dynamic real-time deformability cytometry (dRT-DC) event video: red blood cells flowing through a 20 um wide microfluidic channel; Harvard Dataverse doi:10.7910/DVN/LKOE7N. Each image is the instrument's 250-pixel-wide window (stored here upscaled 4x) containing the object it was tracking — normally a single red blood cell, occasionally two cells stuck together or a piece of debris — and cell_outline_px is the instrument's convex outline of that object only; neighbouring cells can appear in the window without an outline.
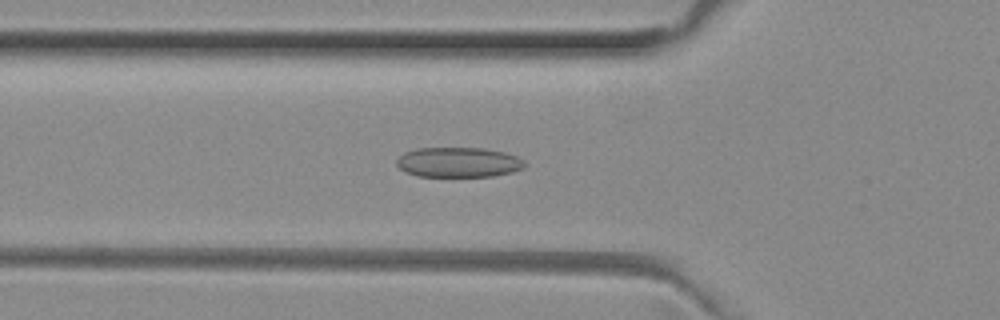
{"species": "common noctule bat (a hibernating species)", "species_latin": "Nyctalus noctula", "temperature_condition": "room temperature", "stored_images_in_passage": 53, "camera_frame_rate_fps": 3000, "um_per_image_px": 0.085, "animal": {"sex": "female", "body_mass_g": 29.2, "forearm_length_mm": 56.3}, "frame": {"image": 1, "passage_image": 18, "time_ms": 5.667, "image_size_px": [1000, 320], "cell_outline_px": [[524, 168], [512, 172], [492, 176], [416, 176], [400, 168], [396, 164], [396, 160], [404, 152], [416, 148], [484, 148], [504, 152], [516, 156], [524, 160]], "centroid_in_image_um": [38.97, 13.79], "position_along_channel_um": 86.8, "area_um2": 22.31}}
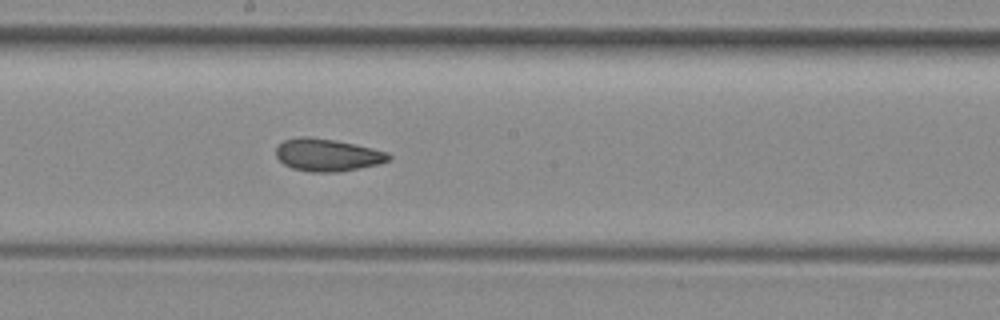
{"frame": {"image": 2, "passage_image": 28, "time_ms": 9.0, "image_size_px": [1000, 320], "cell_outline_px": [[392, 160], [380, 164], [340, 172], [312, 172], [292, 168], [284, 164], [276, 156], [276, 148], [284, 140], [300, 136], [312, 136], [372, 148], [388, 152], [392, 156]], "centroid_in_image_um": [27.86, 13.18], "position_along_channel_um": 220.3, "area_um2": 21.39}}
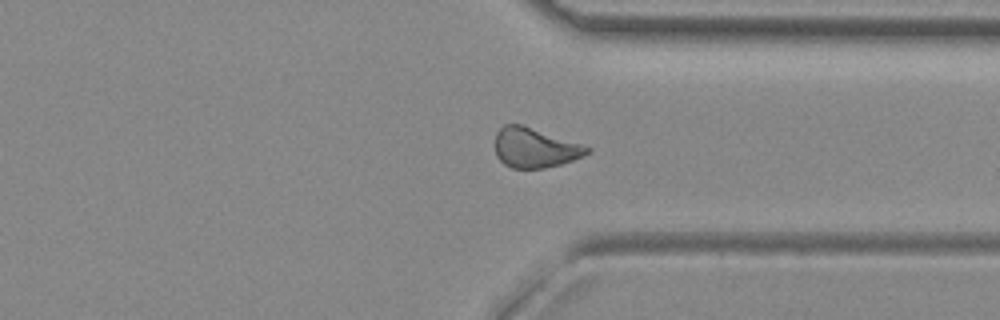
{"frame": {"image": 3, "passage_image": 39, "time_ms": 12.667, "image_size_px": [1000, 320], "cell_outline_px": [[592, 148], [588, 152], [572, 160], [560, 164], [544, 168], [512, 168], [504, 164], [496, 156], [496, 132], [504, 124], [520, 124]], "centroid_in_image_um": [45.41, 12.57], "position_along_channel_um": 366.0, "area_um2": 20.81}, "authors_computed_cell_mechanics": {"area_um2": 21.8484, "velocity_mm_per_s": 3.9859, "shape_relaxation_time_tau1_ms": null, "shape_relaxation_time_tau2_ms": 2.1798, "deformation_change_tau1": null, "deformation_change_tau2": 0.0899}}